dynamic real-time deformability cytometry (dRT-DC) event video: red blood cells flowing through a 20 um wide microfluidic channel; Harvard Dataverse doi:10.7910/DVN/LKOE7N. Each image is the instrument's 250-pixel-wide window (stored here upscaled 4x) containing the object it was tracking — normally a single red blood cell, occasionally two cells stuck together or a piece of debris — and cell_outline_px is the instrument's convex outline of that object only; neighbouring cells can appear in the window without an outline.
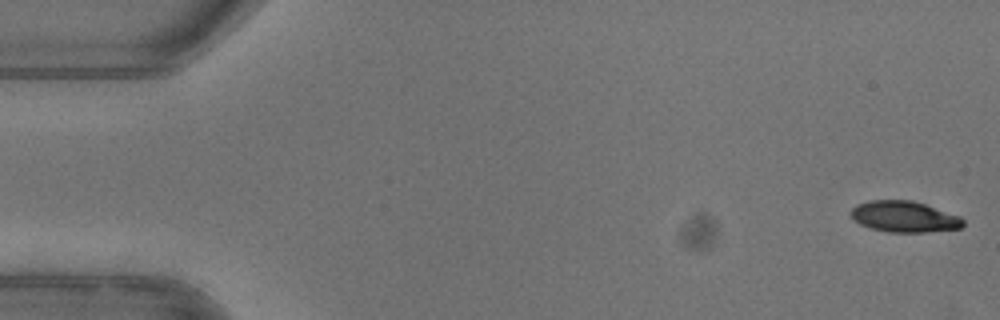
{"species": "common noctule bat (a hibernating species)", "species_latin": "Nyctalus noctula", "temperature_condition": "warm", "stored_images_in_passage": 52, "camera_frame_rate_fps": 3000, "um_per_image_px": 0.085, "animal": {"sex": "female"}, "frame": {"image": 1, "passage_image": 1, "time_ms": 0.0, "image_size_px": [1000, 320], "cell_outline_px": [[964, 224], [960, 228], [924, 232], [888, 232], [872, 228], [860, 224], [852, 220], [848, 212], [856, 204], [868, 200], [912, 200], [960, 216], [964, 220]], "centroid_in_image_um": [76.8, 18.41], "position_along_channel_um": 8.2, "area_um2": 20.4}}
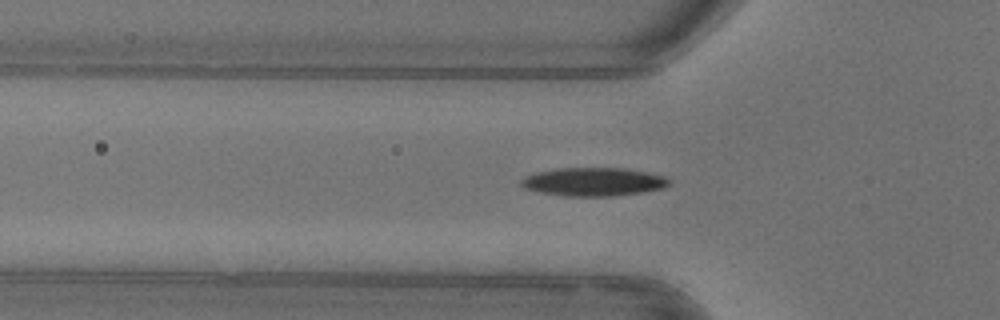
{"frame": {"image": 2, "passage_image": 17, "time_ms": 5.333, "image_size_px": [1000, 320], "cell_outline_px": [[672, 184], [660, 188], [640, 192], [612, 196], [564, 196], [540, 192], [524, 188], [520, 184], [520, 180], [524, 176], [536, 172], [556, 168], [624, 168], [648, 172], [664, 176]], "centroid_in_image_um": [50.4, 15.44], "position_along_channel_um": 75.4, "area_um2": 24.45}}
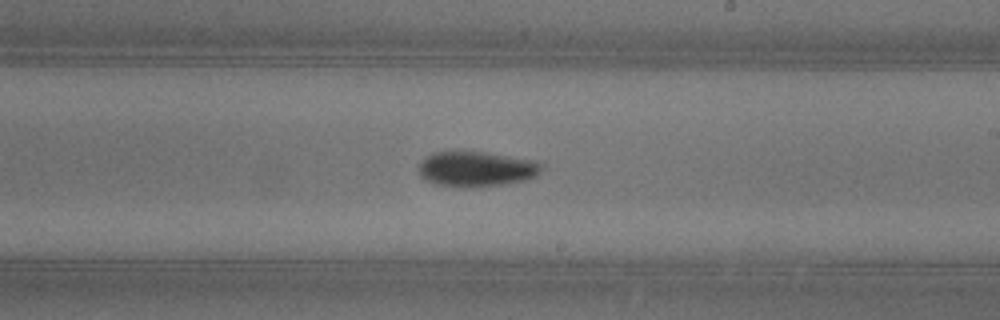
{"frame": {"image": 3, "passage_image": 30, "time_ms": 9.667, "image_size_px": [1000, 320], "cell_outline_px": [[544, 164], [540, 172], [536, 176], [528, 180], [504, 184], [472, 188], [432, 184], [424, 180], [420, 176], [420, 164], [432, 152], [456, 148], [488, 152], [544, 160]], "centroid_in_image_um": [40.56, 14.32], "position_along_channel_um": 248.4, "area_um2": 26.65}, "authors_computed_cell_mechanics": {"area_um2": 22.6865, "velocity_mm_per_s": 3.9818, "shape_relaxation_time_tau1_ms": 3.4737, "shape_relaxation_time_tau2_ms": null, "deformation_change_tau1": 0.15, "deformation_change_tau2": null}}